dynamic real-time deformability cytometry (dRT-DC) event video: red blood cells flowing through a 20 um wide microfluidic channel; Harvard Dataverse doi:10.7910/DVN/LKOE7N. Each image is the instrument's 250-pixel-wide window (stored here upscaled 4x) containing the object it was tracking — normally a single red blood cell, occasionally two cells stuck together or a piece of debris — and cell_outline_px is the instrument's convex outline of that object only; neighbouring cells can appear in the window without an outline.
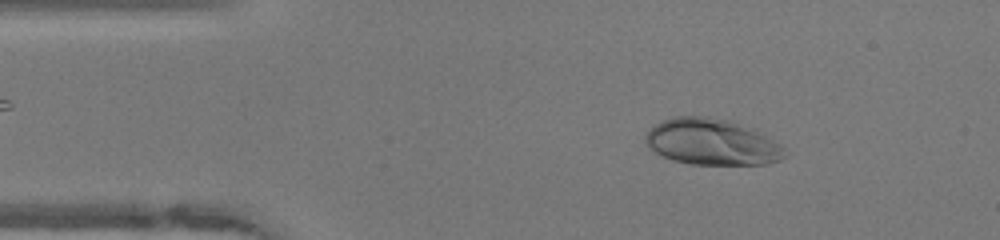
{"species": "human", "species_latin": "Homo sapiens", "temperature_condition": "warm", "stored_images_in_passage": 47, "camera_frame_rate_fps": 3000, "um_per_image_px": 0.085, "donor": {"sex": "female"}, "frame": {"image": 1, "passage_image": 6, "time_ms": 1.667, "image_size_px": [1000, 240], "cell_outline_px": [[788, 156], [780, 160], [768, 164], [692, 164], [672, 160], [648, 148], [644, 140], [644, 136], [648, 128], [660, 120], [672, 116], [704, 116], [728, 120], [752, 128], [780, 144], [784, 148]], "centroid_in_image_um": [60.47, 12.06], "position_along_channel_um": 24.5, "area_um2": 37.8}}
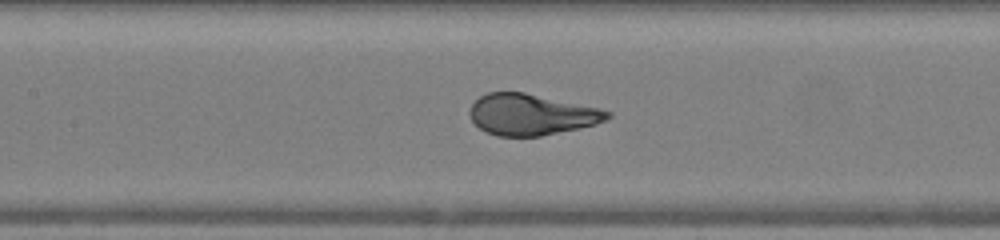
{"frame": {"image": 2, "passage_image": 20, "time_ms": 6.333, "image_size_px": [1000, 240], "cell_outline_px": [[612, 116], [608, 120], [596, 124], [540, 136], [496, 136], [480, 128], [472, 120], [468, 112], [472, 104], [480, 96], [488, 92], [524, 92], [600, 108], [612, 112]], "centroid_in_image_um": [45.18, 9.73], "position_along_channel_um": 162.2, "area_um2": 32.89}}
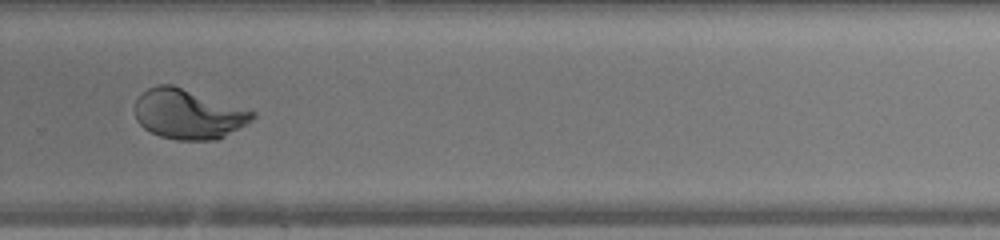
{"frame": {"image": 3, "passage_image": 31, "time_ms": 10.0, "image_size_px": [1000, 240], "cell_outline_px": [[256, 116], [252, 120], [224, 136], [216, 140], [176, 140], [160, 136], [144, 128], [136, 120], [136, 100], [148, 88], [156, 84], [172, 84], [256, 112]], "centroid_in_image_um": [15.99, 9.69], "position_along_channel_um": 313.8, "area_um2": 33.81}, "authors_computed_cell_mechanics": {"area_um2": 35.2002, "velocity_mm_per_s": 4.1459, "shape_relaxation_time_tau1_ms": 3.3721, "shape_relaxation_time_tau2_ms": null, "deformation_change_tau1": 0.2157, "deformation_change_tau2": null}}